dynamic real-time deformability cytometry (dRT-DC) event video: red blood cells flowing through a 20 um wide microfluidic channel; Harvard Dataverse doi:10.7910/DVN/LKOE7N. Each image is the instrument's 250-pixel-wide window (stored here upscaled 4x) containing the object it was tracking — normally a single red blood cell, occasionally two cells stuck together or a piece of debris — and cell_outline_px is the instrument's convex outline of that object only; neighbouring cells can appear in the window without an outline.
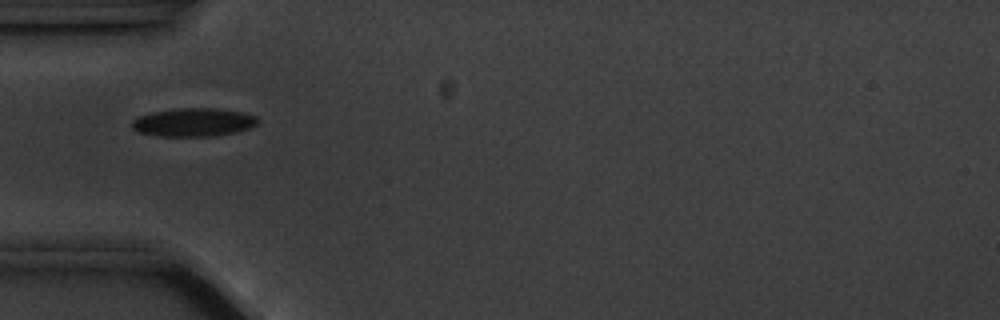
{"species": "common noctule bat (a hibernating species)", "species_latin": "Nyctalus noctula", "temperature_condition": "cold", "stored_images_in_passage": 14, "camera_frame_rate_fps": 3000, "um_per_image_px": 0.085, "animal": {"sex": "male", "body_mass_g": 20.1, "forearm_length_mm": 53.5}, "frame": {"image": 1, "passage_image": 1, "time_ms": 0.0, "image_size_px": [1000, 320], "cell_outline_px": [[260, 120], [252, 128], [236, 132], [212, 136], [156, 136], [136, 132], [128, 124], [136, 116], [152, 112], [176, 108], [216, 108], [244, 112], [256, 116]], "centroid_in_image_um": [16.41, 10.39], "position_along_channel_um": 68.6, "area_um2": 21.27}}
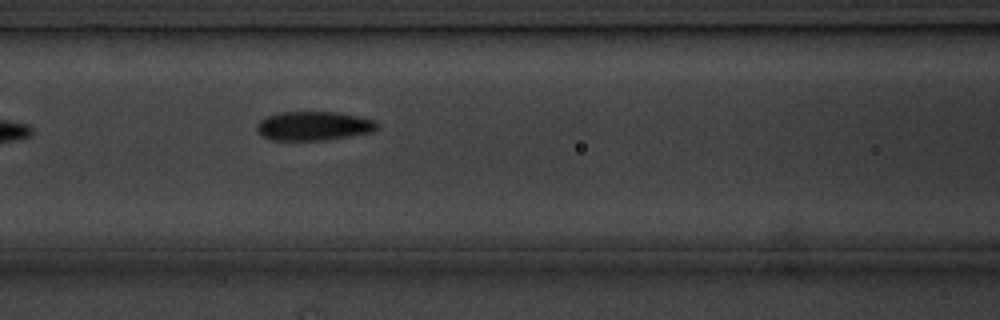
{"frame": {"image": 2, "passage_image": 7, "time_ms": 2.0, "image_size_px": [1000, 320], "cell_outline_px": [[380, 128], [372, 132], [324, 140], [272, 140], [260, 136], [256, 128], [256, 124], [260, 120], [268, 116], [280, 112], [336, 112], [376, 120], [380, 124]], "centroid_in_image_um": [26.67, 10.71], "position_along_channel_um": 139.9, "area_um2": 20.46}}